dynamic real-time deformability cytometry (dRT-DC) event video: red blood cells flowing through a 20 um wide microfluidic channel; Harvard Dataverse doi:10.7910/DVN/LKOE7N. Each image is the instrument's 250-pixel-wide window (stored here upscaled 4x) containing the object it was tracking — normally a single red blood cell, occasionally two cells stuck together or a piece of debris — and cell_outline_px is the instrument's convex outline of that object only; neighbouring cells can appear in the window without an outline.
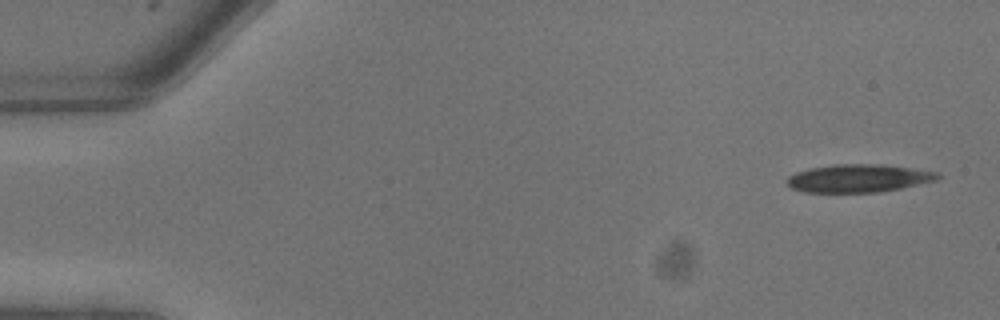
{"species": "common noctule bat (a hibernating species)", "species_latin": "Nyctalus noctula", "temperature_condition": "warm", "stored_images_in_passage": 8, "camera_frame_rate_fps": 3000, "um_per_image_px": 0.085, "animal": {"sex": "male", "body_mass_g": 13.3}, "frame": {"image": 1, "passage_image": 1, "time_ms": 0.0, "image_size_px": [1000, 320], "cell_outline_px": [[940, 176], [936, 180], [900, 188], [876, 192], [804, 192], [792, 188], [784, 180], [788, 176], [796, 172], [812, 168], [836, 164], [876, 164], [908, 168], [936, 172]], "centroid_in_image_um": [72.9, 15.16], "position_along_channel_um": 12.1, "area_um2": 24.1}}
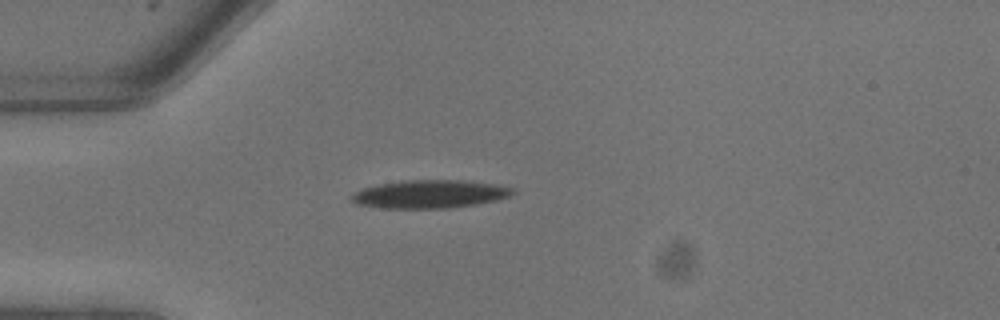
{"frame": {"image": 2, "passage_image": 6, "time_ms": 1.667, "image_size_px": [1000, 320], "cell_outline_px": [[516, 192], [500, 200], [452, 208], [384, 208], [356, 204], [352, 200], [352, 196], [360, 188], [400, 180], [464, 180], [496, 184], [516, 188]], "centroid_in_image_um": [36.59, 16.49], "position_along_channel_um": 48.4, "area_um2": 26.65}}
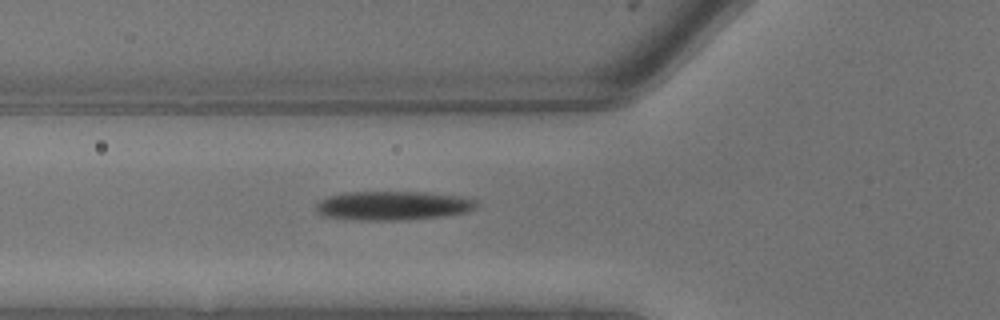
{"frame": {"image": 3, "passage_image": 8, "time_ms": 2.333, "image_size_px": [1000, 320], "cell_outline_px": [[480, 204], [476, 208], [468, 212], [440, 216], [400, 220], [352, 220], [324, 216], [316, 212], [316, 204], [320, 200], [328, 196], [348, 192], [428, 192], [464, 196], [480, 200]], "centroid_in_image_um": [33.46, 17.47], "position_along_channel_um": 92.3, "area_um2": 27.51}}